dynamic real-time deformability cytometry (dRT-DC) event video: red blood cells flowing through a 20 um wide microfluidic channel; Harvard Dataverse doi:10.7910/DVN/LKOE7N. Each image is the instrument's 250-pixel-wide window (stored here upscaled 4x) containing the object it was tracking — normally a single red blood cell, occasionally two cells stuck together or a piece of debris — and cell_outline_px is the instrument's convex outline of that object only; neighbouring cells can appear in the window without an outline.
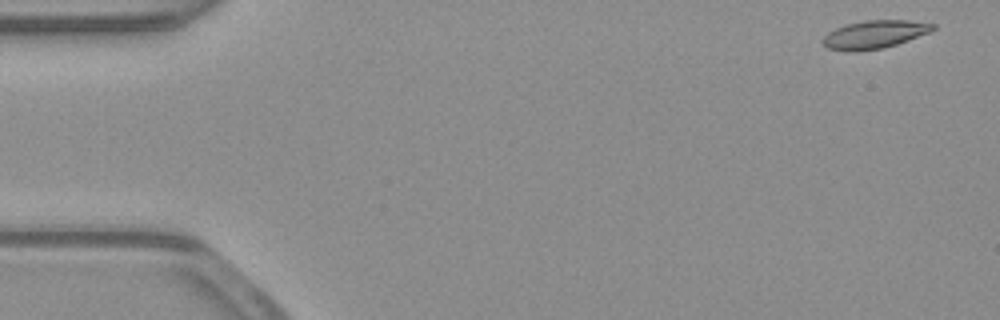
{"species": "common noctule bat (a hibernating species)", "species_latin": "Nyctalus noctula", "temperature_condition": "warm", "stored_images_in_passage": 51, "camera_frame_rate_fps": 3000, "um_per_image_px": 0.085, "animal": {"sex": "male", "body_mass_g": 23.1, "forearm_length_mm": 52.7}, "frame": {"image": 1, "passage_image": 1, "time_ms": 0.0, "image_size_px": [1000, 320], "cell_outline_px": [[936, 28], [932, 32], [884, 48], [856, 52], [848, 52], [828, 48], [820, 40], [828, 32], [844, 24], [864, 20], [908, 20], [936, 24]], "centroid_in_image_um": [74.33, 2.93], "position_along_channel_um": 10.7, "area_um2": 18.32}}
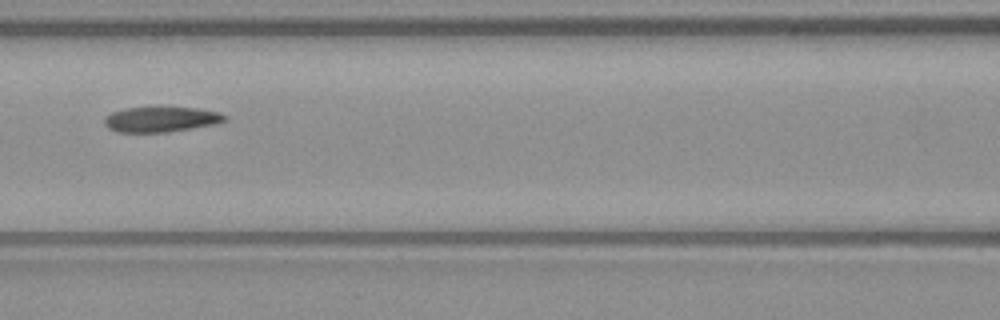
{"frame": {"image": 2, "passage_image": 22, "time_ms": 7.0, "image_size_px": [1000, 320], "cell_outline_px": [[228, 120], [216, 124], [168, 132], [116, 132], [108, 128], [104, 124], [104, 116], [112, 112], [124, 108], [196, 108], [220, 112], [228, 116]], "centroid_in_image_um": [13.7, 10.15], "position_along_channel_um": 152.9, "area_um2": 17.74}}
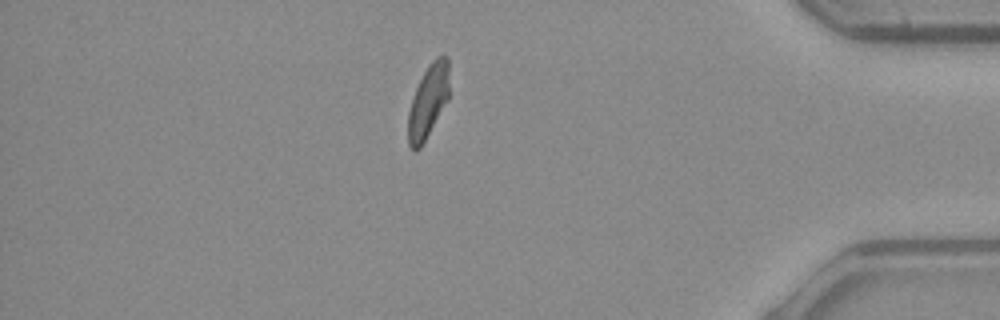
{"frame": {"image": 3, "passage_image": 44, "time_ms": 14.333, "image_size_px": [1000, 320], "cell_outline_px": [[448, 100], [420, 148], [416, 152], [412, 152], [408, 144], [408, 112], [416, 88], [428, 64], [436, 56], [444, 52], [448, 56]], "centroid_in_image_um": [36.39, 8.6], "position_along_channel_um": 398.8, "area_um2": 17.57}, "authors_computed_cell_mechanics": {"area_um2": 18.3226, "velocity_mm_per_s": 3.9117, "shape_relaxation_time_tau1_ms": null, "shape_relaxation_time_tau2_ms": 3.6132, "deformation_change_tau1": null, "deformation_change_tau2": 0.1244}}